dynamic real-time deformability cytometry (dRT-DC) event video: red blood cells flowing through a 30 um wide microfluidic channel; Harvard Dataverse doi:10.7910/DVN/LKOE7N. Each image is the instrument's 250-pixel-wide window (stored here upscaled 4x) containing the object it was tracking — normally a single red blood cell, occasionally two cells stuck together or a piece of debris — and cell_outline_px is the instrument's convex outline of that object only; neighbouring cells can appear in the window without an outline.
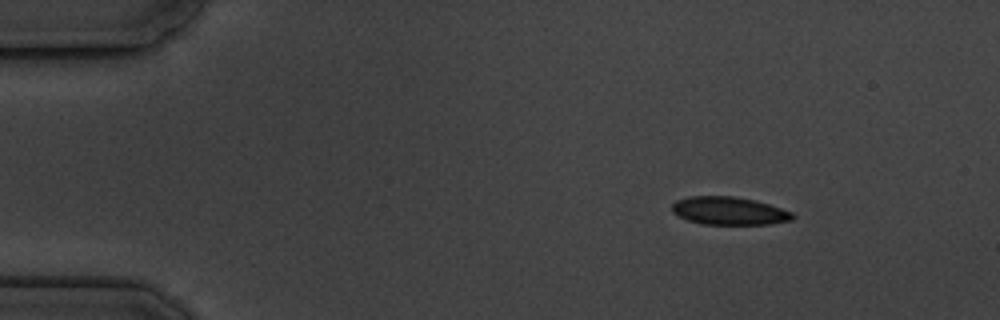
{"species": "common noctule bat (a hibernating species)", "species_latin": "Nyctalus noctula", "temperature_condition": "cold", "stored_images_in_passage": 15, "camera_frame_rate_fps": 3000, "um_per_image_px": 0.085, "animal": {"sex": "male", "body_mass_g": 19.5, "forearm_length_mm": 54.6}, "frame": {"image": 1, "passage_image": 2, "time_ms": 1.333, "image_size_px": [1000, 320], "cell_outline_px": [[796, 216], [792, 220], [768, 224], [704, 224], [688, 220], [672, 212], [672, 204], [676, 200], [688, 196], [736, 196], [756, 200], [792, 212]], "centroid_in_image_um": [61.97, 17.91], "position_along_channel_um": 23.0, "area_um2": 19.65}}
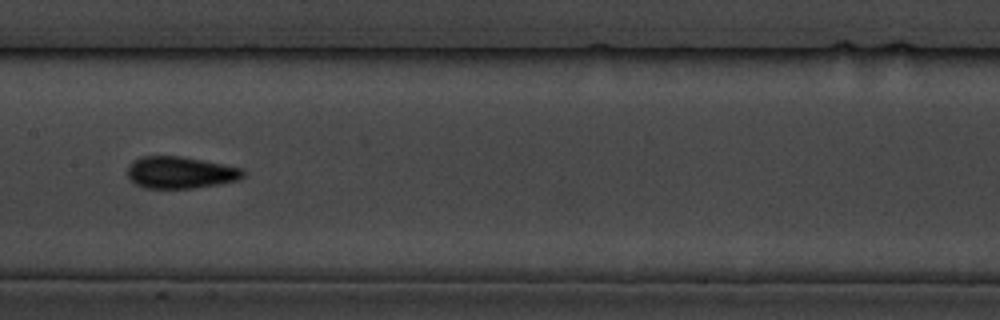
{"frame": {"image": 2, "passage_image": 8, "time_ms": 8.333, "image_size_px": [1000, 320], "cell_outline_px": [[248, 172], [244, 176], [236, 180], [220, 184], [192, 188], [144, 188], [136, 184], [128, 176], [128, 168], [136, 160], [144, 156], [180, 156], [204, 160], [244, 168]], "centroid_in_image_um": [15.41, 14.66], "position_along_channel_um": 192.0, "area_um2": 21.44}}
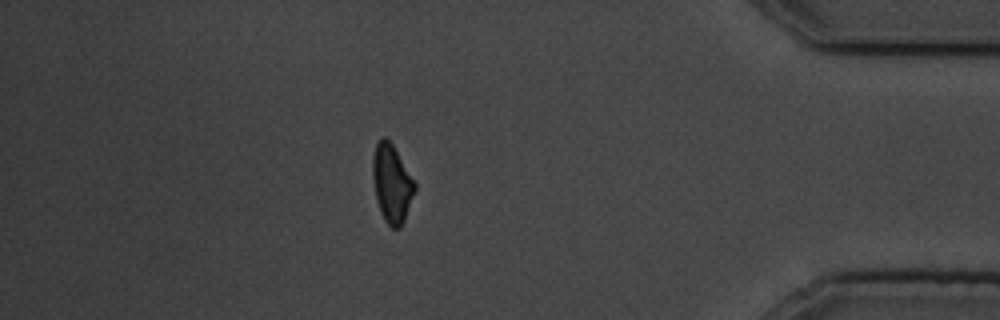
{"frame": {"image": 3, "passage_image": 14, "time_ms": 15.333, "image_size_px": [1000, 320], "cell_outline_px": [[416, 188], [404, 220], [400, 228], [392, 228], [384, 220], [380, 212], [376, 200], [372, 176], [372, 156], [376, 144], [384, 136], [392, 144], [416, 184]], "centroid_in_image_um": [33.28, 15.61], "position_along_channel_um": 401.9, "area_um2": 18.96}, "authors_computed_cell_mechanics": {"area_um2": 20.23, "velocity_mm_per_s": 3.5384, "shape_relaxation_time_tau1_ms": 5.313, "shape_relaxation_time_tau2_ms": 2.3819, "deformation_change_tau1": 0.1374, "deformation_change_tau2": 0.0927}}